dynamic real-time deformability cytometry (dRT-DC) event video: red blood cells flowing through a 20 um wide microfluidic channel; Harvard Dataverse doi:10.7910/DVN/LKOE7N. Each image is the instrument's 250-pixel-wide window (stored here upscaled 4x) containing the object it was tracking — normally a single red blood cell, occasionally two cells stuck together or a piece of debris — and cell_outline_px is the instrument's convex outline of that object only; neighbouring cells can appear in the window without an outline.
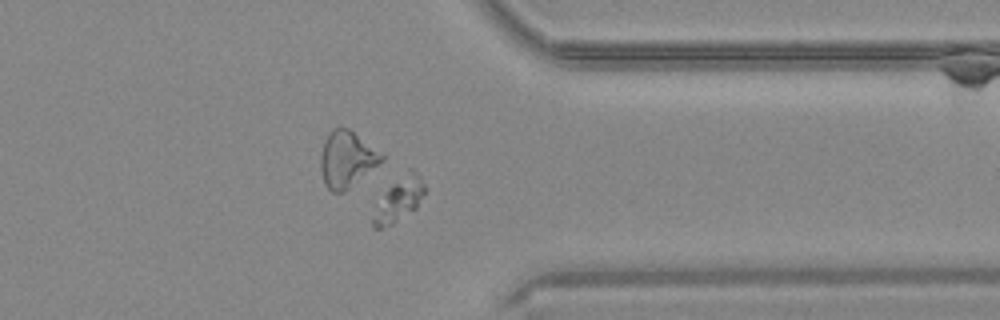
{"species": "common noctule bat (a hibernating species)", "species_latin": "Nyctalus noctula", "temperature_condition": "warm", "stored_images_in_passage": 50, "camera_frame_rate_fps": 3000, "um_per_image_px": 0.085, "animal": {"sex": "male", "body_mass_g": 20.4}, "frame": {"image": 1, "passage_image": 39, "time_ms": 12.667, "image_size_px": [1000, 320], "cell_outline_px": [[424, 196], [416, 208], [392, 224], [380, 228], [372, 228], [372, 220], [388, 188], [408, 168], [412, 168], [420, 176], [424, 184]], "centroid_in_image_um": [33.98, 16.93], "position_along_channel_um": 377.4, "area_um2": 12.6}}
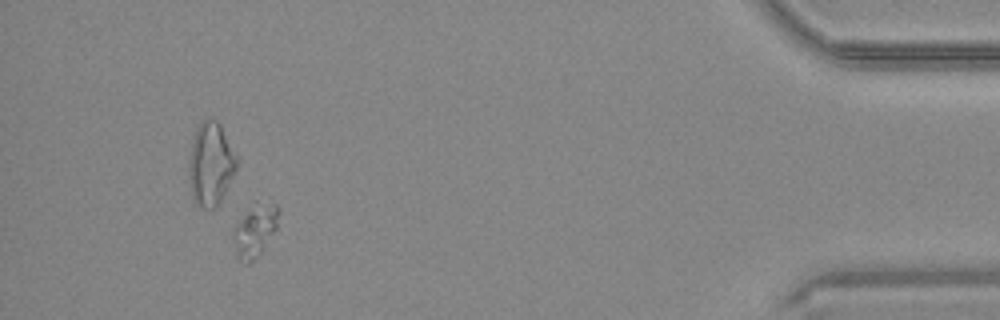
{"frame": {"image": 2, "passage_image": 46, "time_ms": 15.0, "image_size_px": [1000, 320], "cell_outline_px": [[280, 212], [276, 228], [260, 252], [248, 264], [244, 264], [236, 256], [232, 236], [232, 232], [236, 224], [248, 212], [272, 204], [276, 204], [280, 208]], "centroid_in_image_um": [21.64, 19.71], "position_along_channel_um": 413.6, "area_um2": 12.83}}